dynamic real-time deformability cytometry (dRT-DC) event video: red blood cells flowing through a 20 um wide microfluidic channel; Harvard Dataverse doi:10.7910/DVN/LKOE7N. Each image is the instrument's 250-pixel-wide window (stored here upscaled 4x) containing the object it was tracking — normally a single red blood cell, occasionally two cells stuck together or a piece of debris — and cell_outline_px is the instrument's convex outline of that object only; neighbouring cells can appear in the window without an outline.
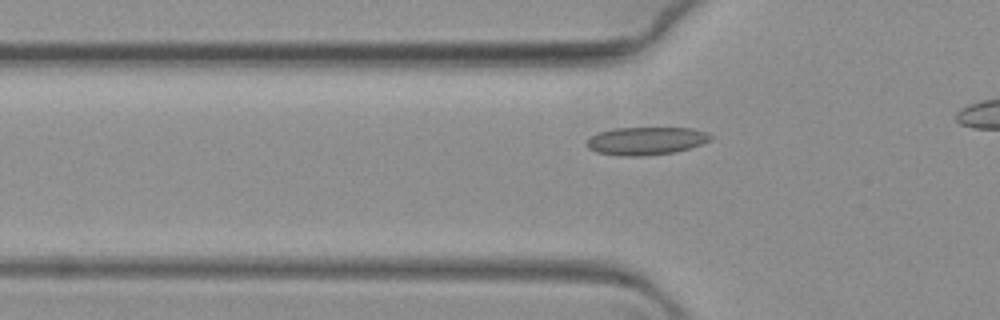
{"species": "common noctule bat (a hibernating species)", "species_latin": "Nyctalus noctula", "temperature_condition": "warm", "stored_images_in_passage": 47, "camera_frame_rate_fps": 3000, "um_per_image_px": 0.085, "animal": {"sex": "female", "body_mass_g": 19.3, "forearm_length_mm": 54.1}, "frame": {"image": 1, "passage_image": 12, "time_ms": 3.667, "image_size_px": [1000, 320], "cell_outline_px": [[712, 140], [676, 152], [644, 156], [620, 156], [596, 152], [588, 148], [584, 144], [592, 136], [600, 132], [616, 128], [692, 128], [708, 132], [712, 136]], "centroid_in_image_um": [54.92, 11.98], "position_along_channel_um": 70.9, "area_um2": 20.17}}
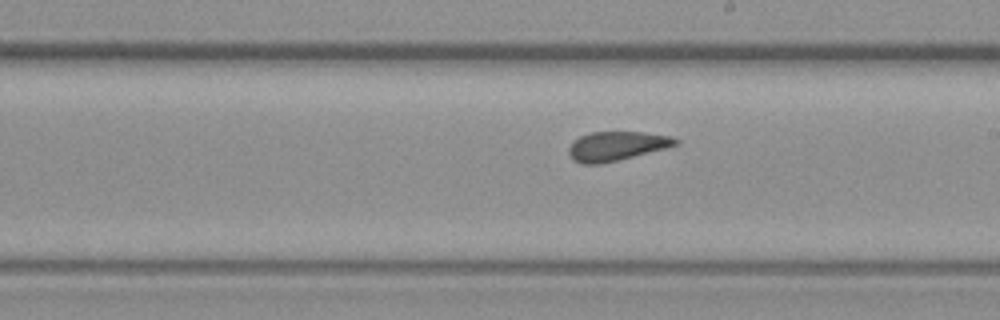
{"frame": {"image": 2, "passage_image": 28, "time_ms": 9.0, "image_size_px": [1000, 320], "cell_outline_px": [[680, 144], [600, 164], [580, 164], [572, 160], [568, 152], [568, 148], [580, 136], [592, 132], [640, 132], [672, 136], [680, 140]], "centroid_in_image_um": [52.4, 12.41], "position_along_channel_um": 236.6, "area_um2": 17.92}}
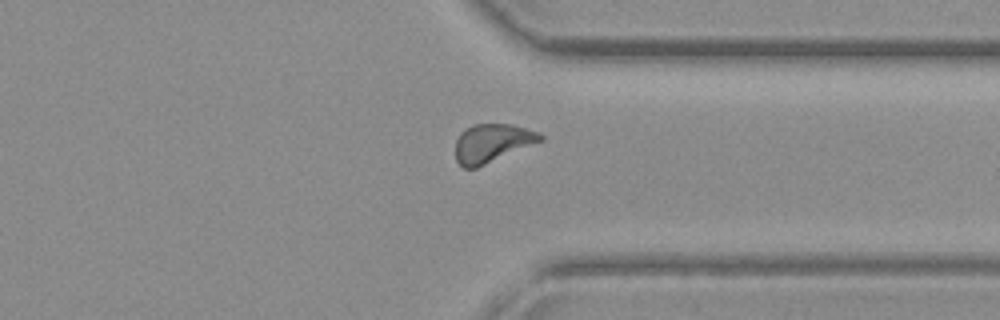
{"frame": {"image": 3, "passage_image": 41, "time_ms": 13.333, "image_size_px": [1000, 320], "cell_outline_px": [[544, 140], [476, 168], [464, 168], [456, 160], [456, 140], [460, 132], [472, 124], [512, 124], [536, 132], [544, 136]], "centroid_in_image_um": [41.81, 12.16], "position_along_channel_um": 369.6, "area_um2": 18.9}}